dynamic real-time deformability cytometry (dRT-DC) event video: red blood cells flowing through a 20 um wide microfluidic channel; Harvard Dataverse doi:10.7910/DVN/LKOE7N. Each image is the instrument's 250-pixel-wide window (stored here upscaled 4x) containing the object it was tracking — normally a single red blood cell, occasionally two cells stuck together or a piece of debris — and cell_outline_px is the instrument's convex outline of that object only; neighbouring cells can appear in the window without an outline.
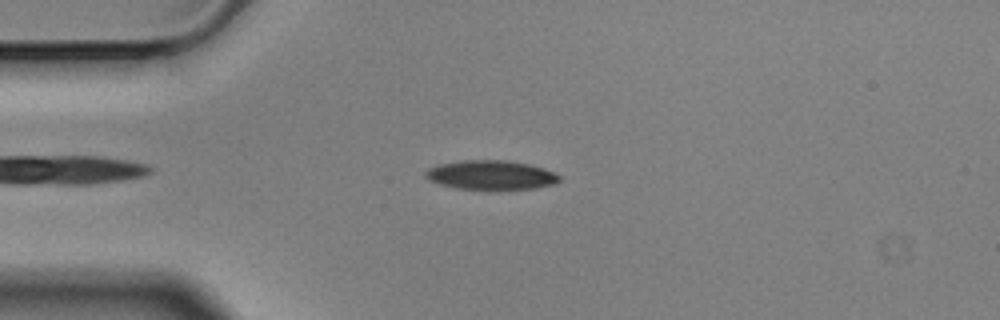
{"species": "Egyptian fruit bat (a non-hibernating species)", "species_latin": "Rousettus aegyptiacus", "temperature_condition": "cold", "stored_images_in_passage": 2, "camera_frame_rate_fps": 3000, "um_per_image_px": 0.085, "animal": {"sex": "male"}, "frame": {"image": 1, "passage_image": 2, "time_ms": 0.333, "image_size_px": [1000, 320], "cell_outline_px": [[560, 180], [556, 184], [532, 188], [456, 188], [440, 184], [428, 180], [424, 176], [424, 172], [428, 168], [436, 164], [460, 160], [508, 160], [528, 164], [544, 168], [556, 172], [560, 176]], "centroid_in_image_um": [41.7, 14.85], "position_along_channel_um": 43.3, "area_um2": 22.72}}